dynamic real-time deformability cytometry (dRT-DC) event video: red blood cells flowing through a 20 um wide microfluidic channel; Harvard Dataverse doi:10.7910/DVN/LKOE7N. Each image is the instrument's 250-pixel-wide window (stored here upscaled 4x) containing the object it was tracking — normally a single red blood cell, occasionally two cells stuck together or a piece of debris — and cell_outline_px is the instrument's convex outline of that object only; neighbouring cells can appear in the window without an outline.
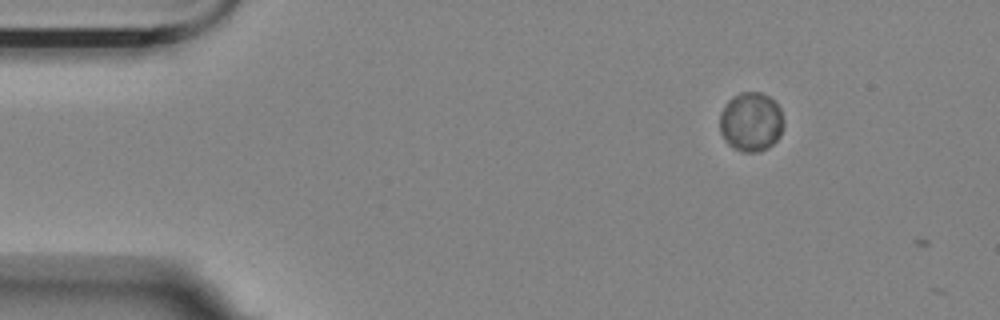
{"species": "Egyptian fruit bat (a non-hibernating species)", "species_latin": "Rousettus aegyptiacus", "temperature_condition": "room temperature", "stored_images_in_passage": 3, "camera_frame_rate_fps": 3000, "um_per_image_px": 0.085, "animal": {"sex": "female"}, "frame": {"image": 1, "passage_image": 2, "time_ms": 0.333, "image_size_px": [1000, 320], "cell_outline_px": [[784, 124], [780, 136], [768, 148], [756, 152], [744, 152], [728, 144], [724, 140], [720, 132], [720, 112], [728, 100], [732, 96], [740, 92], [760, 92], [776, 100], [780, 108], [784, 120]], "centroid_in_image_um": [63.85, 10.34], "position_along_channel_um": 21.2, "area_um2": 22.31}}